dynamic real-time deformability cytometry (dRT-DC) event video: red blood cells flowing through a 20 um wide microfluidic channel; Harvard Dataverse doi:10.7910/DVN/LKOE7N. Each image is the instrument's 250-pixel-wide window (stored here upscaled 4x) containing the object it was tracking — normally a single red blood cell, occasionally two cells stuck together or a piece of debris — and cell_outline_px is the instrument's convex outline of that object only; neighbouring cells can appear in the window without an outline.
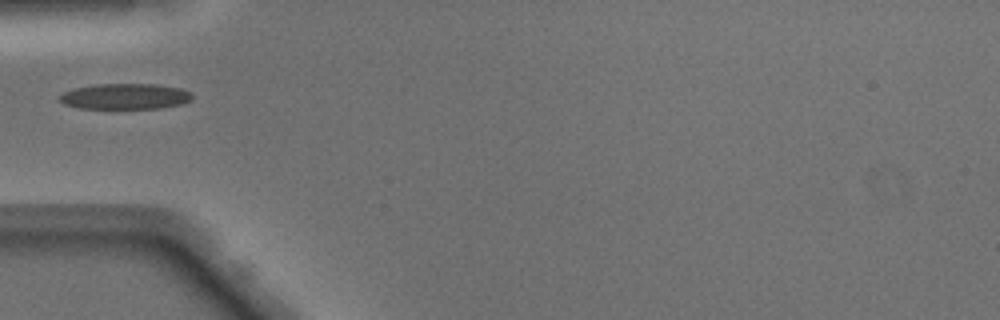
{"species": "Egyptian fruit bat (a non-hibernating species)", "species_latin": "Rousettus aegyptiacus", "temperature_condition": "warm", "stored_images_in_passage": 34, "camera_frame_rate_fps": 3000, "um_per_image_px": 0.085, "animal": {"sex": "male"}, "frame": {"image": 1, "passage_image": 1, "time_ms": 0.0, "image_size_px": [1000, 320], "cell_outline_px": [[192, 100], [180, 104], [160, 108], [80, 108], [64, 104], [56, 96], [64, 92], [76, 88], [96, 84], [156, 84], [180, 88], [192, 92]], "centroid_in_image_um": [10.64, 8.19], "position_along_channel_um": 74.4, "area_um2": 19.83}}
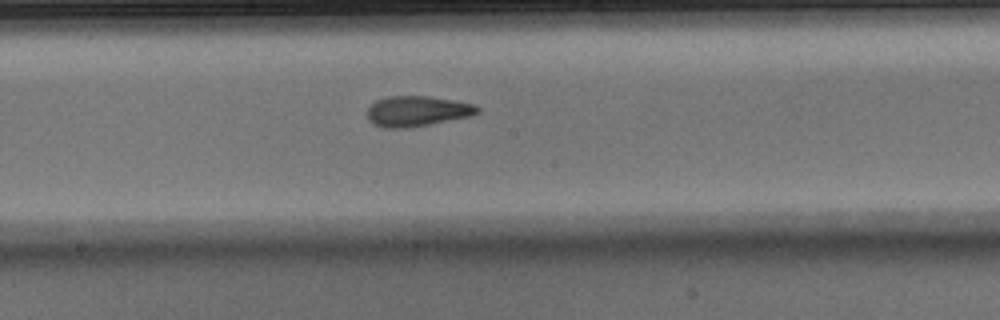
{"frame": {"image": 2, "passage_image": 11, "time_ms": 3.333, "image_size_px": [1000, 320], "cell_outline_px": [[480, 112], [472, 116], [408, 128], [384, 128], [372, 124], [368, 120], [368, 108], [376, 100], [388, 96], [428, 96], [476, 104], [480, 108]], "centroid_in_image_um": [35.47, 9.45], "position_along_channel_um": 212.7, "area_um2": 19.65}}
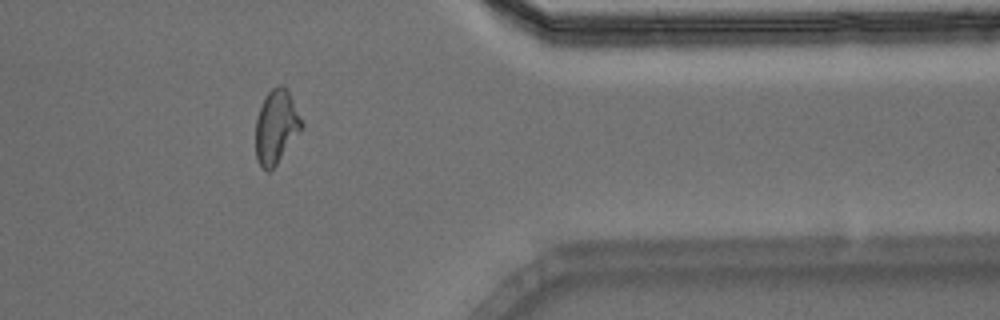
{"frame": {"image": 3, "passage_image": 25, "time_ms": 8.0, "image_size_px": [1000, 320], "cell_outline_px": [[304, 124], [300, 132], [276, 164], [268, 172], [260, 168], [256, 160], [256, 120], [264, 96], [276, 84], [284, 84], [288, 88]], "centroid_in_image_um": [23.48, 10.74], "position_along_channel_um": 387.9, "area_um2": 20.0}}